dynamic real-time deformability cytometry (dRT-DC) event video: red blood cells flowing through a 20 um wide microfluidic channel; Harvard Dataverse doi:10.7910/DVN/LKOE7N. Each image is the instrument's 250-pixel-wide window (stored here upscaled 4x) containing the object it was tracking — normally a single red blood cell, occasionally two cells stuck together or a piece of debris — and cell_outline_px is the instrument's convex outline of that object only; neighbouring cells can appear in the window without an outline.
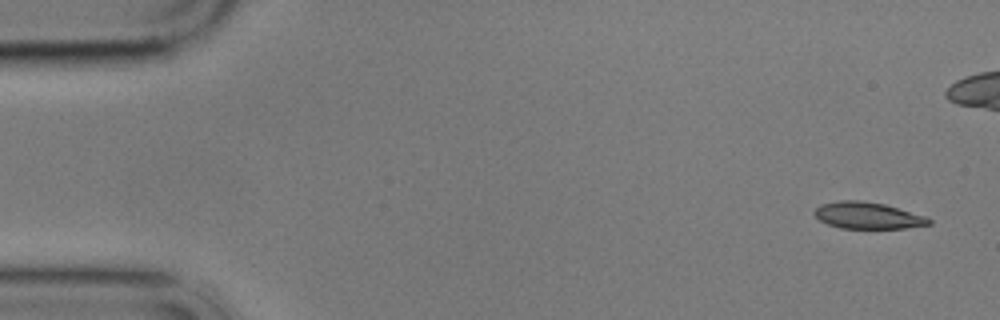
{"species": "common noctule bat (a hibernating species)", "species_latin": "Nyctalus noctula", "temperature_condition": "cold", "stored_images_in_passage": 6, "camera_frame_rate_fps": 3000, "um_per_image_px": 0.085, "animal": {"sex": "male", "body_mass_g": 17.9}, "frame": {"image": 1, "passage_image": 1, "time_ms": 0.0, "image_size_px": [1000, 320], "cell_outline_px": [[932, 224], [904, 228], [840, 228], [828, 224], [820, 220], [812, 212], [820, 204], [836, 200], [860, 200], [884, 204], [924, 216], [932, 220]], "centroid_in_image_um": [73.71, 18.31], "position_along_channel_um": 11.3, "area_um2": 17.69}}